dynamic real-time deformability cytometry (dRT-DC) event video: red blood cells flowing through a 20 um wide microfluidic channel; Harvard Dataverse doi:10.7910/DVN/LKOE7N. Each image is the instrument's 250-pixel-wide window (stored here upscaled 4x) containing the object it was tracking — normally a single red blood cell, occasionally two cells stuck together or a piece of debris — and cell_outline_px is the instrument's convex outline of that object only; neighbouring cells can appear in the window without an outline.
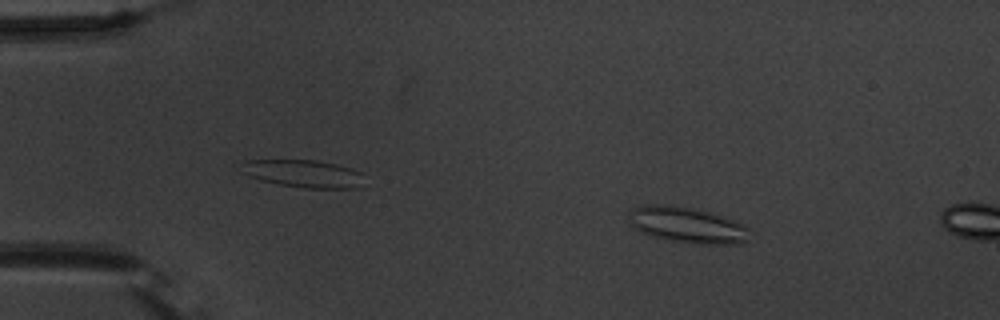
{"species": "common noctule bat (a hibernating species)", "species_latin": "Nyctalus noctula", "temperature_condition": "warm", "stored_images_in_passage": 5, "camera_frame_rate_fps": 3000, "um_per_image_px": 0.085, "animal": {"sex": "male", "body_mass_g": 20.1, "forearm_length_mm": 53.5}, "frame": {"image": 1, "passage_image": 1, "time_ms": 0.0, "image_size_px": [1000, 320], "cell_outline_px": [[748, 240], [744, 244], [700, 244], [664, 240], [640, 232], [628, 224], [628, 212], [632, 208], [640, 204], [668, 204], [692, 208], [708, 212], [732, 220], [748, 228]], "centroid_in_image_um": [58.31, 19.13], "position_along_channel_um": 26.7, "area_um2": 25.61}}